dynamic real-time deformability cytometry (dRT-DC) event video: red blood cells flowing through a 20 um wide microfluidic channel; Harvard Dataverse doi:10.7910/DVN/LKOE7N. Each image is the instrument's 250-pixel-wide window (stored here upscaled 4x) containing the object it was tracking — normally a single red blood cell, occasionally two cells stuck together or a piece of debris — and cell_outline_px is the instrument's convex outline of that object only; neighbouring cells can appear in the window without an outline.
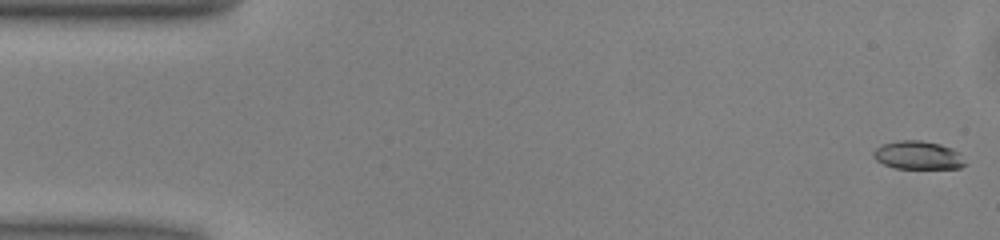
{"species": "common noctule bat (a hibernating species)", "species_latin": "Nyctalus noctula", "temperature_condition": "warm", "stored_images_in_passage": 50, "camera_frame_rate_fps": 3000, "um_per_image_px": 0.085, "animal": {"sex": "male", "body_mass_g": 13.0, "forearm_length_mm": 53.1}, "frame": {"image": 1, "passage_image": 1, "time_ms": 0.0, "image_size_px": [1000, 240], "cell_outline_px": [[968, 164], [960, 168], [892, 168], [876, 160], [872, 156], [872, 152], [880, 144], [896, 140], [920, 140], [940, 144], [952, 148], [960, 152]], "centroid_in_image_um": [78.03, 13.19], "position_along_channel_um": 7.0, "area_um2": 15.43}}
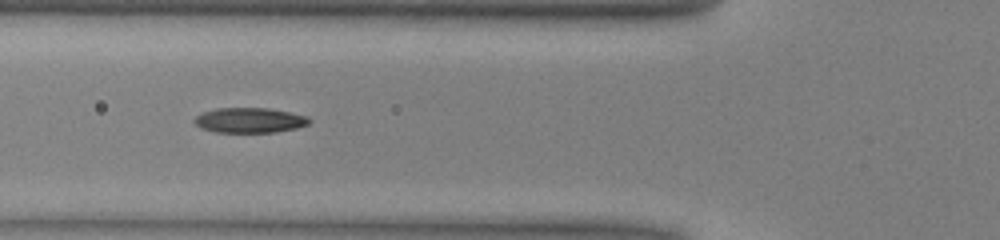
{"frame": {"image": 2, "passage_image": 18, "time_ms": 5.667, "image_size_px": [1000, 240], "cell_outline_px": [[312, 120], [308, 124], [296, 128], [276, 132], [216, 132], [200, 128], [192, 120], [196, 116], [204, 112], [216, 108], [268, 108], [308, 116]], "centroid_in_image_um": [21.21, 10.22], "position_along_channel_um": 104.6, "area_um2": 16.76}}
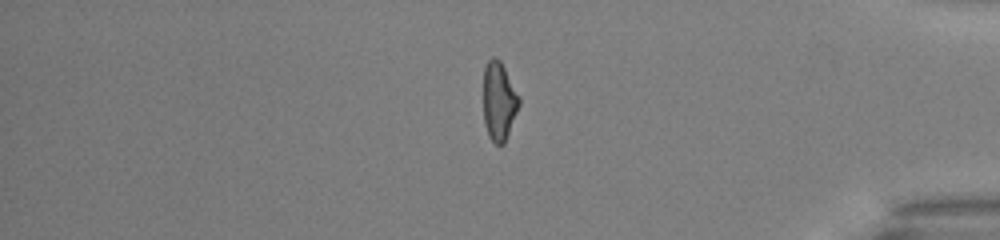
{"frame": {"image": 3, "passage_image": 42, "time_ms": 13.667, "image_size_px": [1000, 240], "cell_outline_px": [[520, 104], [504, 144], [496, 144], [488, 136], [484, 124], [484, 68], [488, 60], [492, 56], [500, 60], [520, 96]], "centroid_in_image_um": [42.41, 8.6], "position_along_channel_um": 392.8, "area_um2": 16.36}, "authors_computed_cell_mechanics": {"area_um2": 16.6464, "velocity_mm_per_s": 4.0365, "shape_relaxation_time_tau1_ms": 5.7764, "shape_relaxation_time_tau2_ms": 2.1753, "deformation_change_tau1": 0.1814, "deformation_change_tau2": 0.1013}}